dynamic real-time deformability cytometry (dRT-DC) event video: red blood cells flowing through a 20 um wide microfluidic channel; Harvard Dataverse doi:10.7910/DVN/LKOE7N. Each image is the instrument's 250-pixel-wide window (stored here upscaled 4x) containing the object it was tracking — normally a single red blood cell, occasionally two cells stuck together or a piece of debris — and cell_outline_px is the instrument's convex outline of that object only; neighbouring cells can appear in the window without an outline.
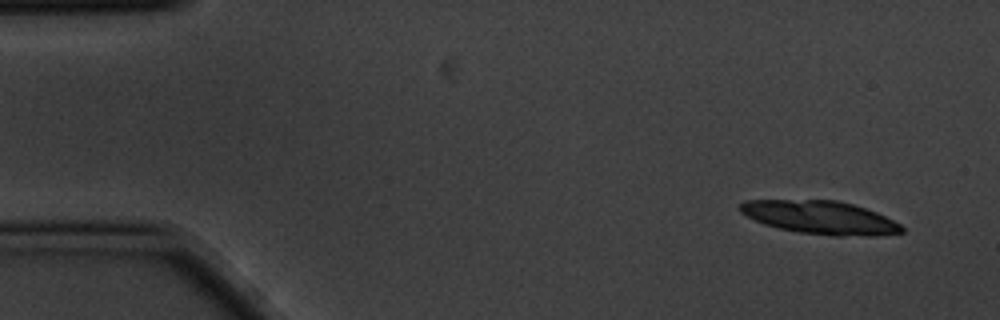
{"species": "common noctule bat (a hibernating species)", "species_latin": "Nyctalus noctula", "temperature_condition": "cold", "stored_images_in_passage": 5, "segment_of_instrument_passage": [1, 2], "camera_frame_rate_fps": 3000, "um_per_image_px": 0.085, "animal": {"sex": "male", "body_mass_g": 20.1, "forearm_length_mm": 53.5}, "frame": {"image": 1, "passage_image": 1, "time_ms": 0.0, "image_size_px": [1000, 320], "cell_outline_px": [[904, 232], [876, 236], [836, 236], [800, 232], [780, 228], [764, 224], [740, 212], [740, 204], [744, 200], [836, 200], [852, 204], [876, 212], [900, 224], [904, 228]], "centroid_in_image_um": [69.74, 18.49], "position_along_channel_um": 15.3, "area_um2": 31.04}}